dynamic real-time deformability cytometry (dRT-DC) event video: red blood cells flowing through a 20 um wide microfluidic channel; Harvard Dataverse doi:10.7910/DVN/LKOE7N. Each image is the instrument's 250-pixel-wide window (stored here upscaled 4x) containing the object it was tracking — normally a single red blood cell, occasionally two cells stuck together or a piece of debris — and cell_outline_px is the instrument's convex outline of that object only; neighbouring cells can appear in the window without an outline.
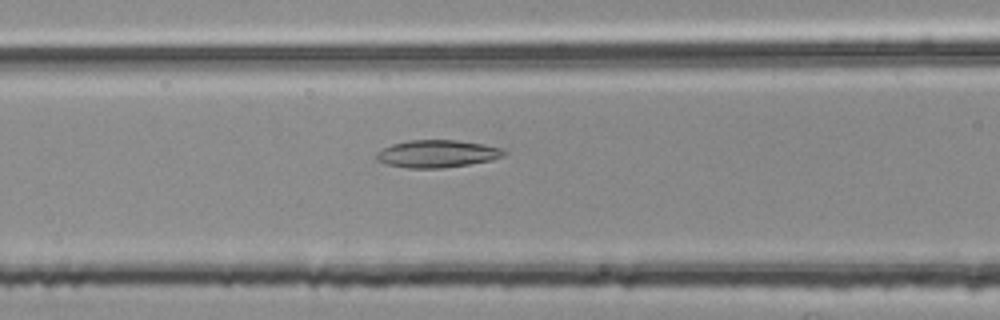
{"species": "common noctule bat (a hibernating species)", "species_latin": "Nyctalus noctula", "temperature_condition": "room temperature", "stored_images_in_passage": 46, "camera_frame_rate_fps": 3000, "um_per_image_px": 0.085, "animal": {"sex": "female", "body_mass_g": 25.1}, "frame": {"image": 1, "passage_image": 14, "time_ms": 4.333, "image_size_px": [1000, 320], "cell_outline_px": [[508, 152], [504, 156], [492, 160], [468, 164], [440, 168], [408, 168], [388, 164], [376, 160], [376, 152], [392, 144], [408, 140], [456, 140], [484, 144], [500, 148]], "centroid_in_image_um": [37.17, 13.06], "position_along_channel_um": 129.4, "area_um2": 20.35}}
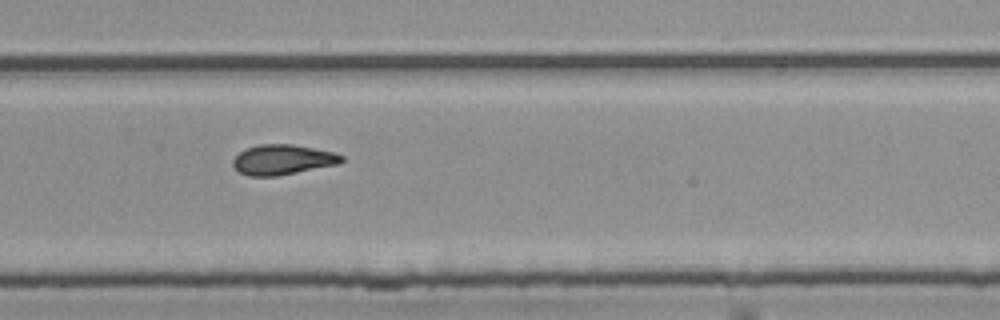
{"frame": {"image": 2, "passage_image": 28, "time_ms": 9.0, "image_size_px": [1000, 320], "cell_outline_px": [[344, 160], [340, 164], [276, 176], [248, 176], [240, 172], [232, 164], [232, 160], [244, 148], [260, 144], [292, 144], [332, 152], [344, 156]], "centroid_in_image_um": [24.02, 13.57], "position_along_channel_um": 305.8, "area_um2": 19.02}}
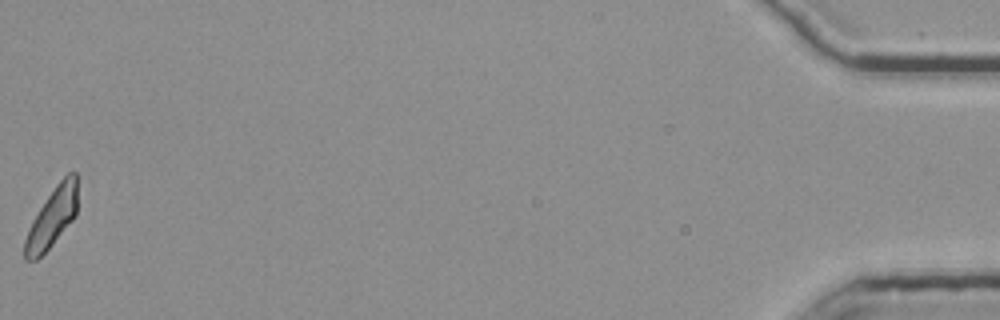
{"frame": {"image": 3, "passage_image": 46, "time_ms": 15.0, "image_size_px": [1000, 320], "cell_outline_px": [[76, 216], [52, 244], [36, 260], [24, 260], [24, 240], [28, 228], [32, 220], [56, 184], [68, 172], [76, 172]], "centroid_in_image_um": [4.4, 18.51], "position_along_channel_um": 430.8, "area_um2": 17.92}, "authors_computed_cell_mechanics": {"area_um2": 18.9295, "velocity_mm_per_s": 3.7967, "shape_relaxation_time_tau1_ms": null, "shape_relaxation_time_tau2_ms": 5.1371, "deformation_change_tau1": null, "deformation_change_tau2": 0.1395}}